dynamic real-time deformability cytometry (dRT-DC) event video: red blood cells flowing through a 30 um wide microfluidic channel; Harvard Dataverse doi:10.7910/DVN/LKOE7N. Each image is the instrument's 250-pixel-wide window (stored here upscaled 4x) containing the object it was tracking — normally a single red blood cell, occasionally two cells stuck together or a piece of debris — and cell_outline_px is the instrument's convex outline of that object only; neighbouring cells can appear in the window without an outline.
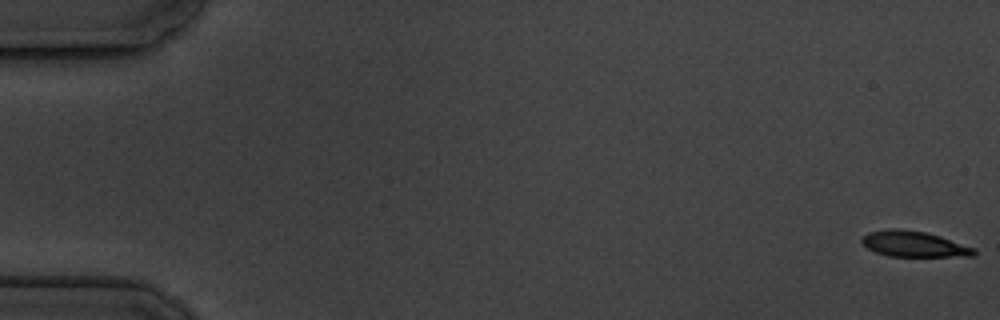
{"species": "common noctule bat (a hibernating species)", "species_latin": "Nyctalus noctula", "temperature_condition": "cold", "stored_images_in_passage": 4, "camera_frame_rate_fps": 3000, "um_per_image_px": 0.085, "animal": {"sex": "male", "body_mass_g": 19.5, "forearm_length_mm": 54.6}, "frame": {"image": 1, "passage_image": 1, "time_ms": 0.0, "image_size_px": [1000, 320], "cell_outline_px": [[976, 256], [888, 256], [876, 252], [868, 248], [860, 240], [868, 232], [888, 228], [896, 228], [924, 232], [940, 236], [976, 248]], "centroid_in_image_um": [77.7, 20.74], "position_along_channel_um": 7.3, "area_um2": 16.76}}